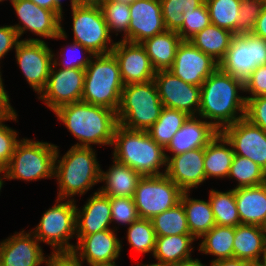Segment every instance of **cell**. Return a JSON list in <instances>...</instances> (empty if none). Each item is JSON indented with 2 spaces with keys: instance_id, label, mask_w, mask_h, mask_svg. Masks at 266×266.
Instances as JSON below:
<instances>
[{
  "instance_id": "cell-38",
  "label": "cell",
  "mask_w": 266,
  "mask_h": 266,
  "mask_svg": "<svg viewBox=\"0 0 266 266\" xmlns=\"http://www.w3.org/2000/svg\"><path fill=\"white\" fill-rule=\"evenodd\" d=\"M211 24L237 35L241 0H205Z\"/></svg>"
},
{
  "instance_id": "cell-60",
  "label": "cell",
  "mask_w": 266,
  "mask_h": 266,
  "mask_svg": "<svg viewBox=\"0 0 266 266\" xmlns=\"http://www.w3.org/2000/svg\"><path fill=\"white\" fill-rule=\"evenodd\" d=\"M4 179H5L4 174L2 175V172H0V192H1V189H2L4 182H5V181H3Z\"/></svg>"
},
{
  "instance_id": "cell-17",
  "label": "cell",
  "mask_w": 266,
  "mask_h": 266,
  "mask_svg": "<svg viewBox=\"0 0 266 266\" xmlns=\"http://www.w3.org/2000/svg\"><path fill=\"white\" fill-rule=\"evenodd\" d=\"M219 63L196 48L189 40H182L177 48L173 65L168 69L186 83L201 86Z\"/></svg>"
},
{
  "instance_id": "cell-34",
  "label": "cell",
  "mask_w": 266,
  "mask_h": 266,
  "mask_svg": "<svg viewBox=\"0 0 266 266\" xmlns=\"http://www.w3.org/2000/svg\"><path fill=\"white\" fill-rule=\"evenodd\" d=\"M188 117L184 111L163 107L160 117L147 132L157 144L165 148Z\"/></svg>"
},
{
  "instance_id": "cell-64",
  "label": "cell",
  "mask_w": 266,
  "mask_h": 266,
  "mask_svg": "<svg viewBox=\"0 0 266 266\" xmlns=\"http://www.w3.org/2000/svg\"><path fill=\"white\" fill-rule=\"evenodd\" d=\"M3 1H5V0H0V2H3ZM7 1V0H6ZM15 0H10V2L12 3V2H14Z\"/></svg>"
},
{
  "instance_id": "cell-55",
  "label": "cell",
  "mask_w": 266,
  "mask_h": 266,
  "mask_svg": "<svg viewBox=\"0 0 266 266\" xmlns=\"http://www.w3.org/2000/svg\"><path fill=\"white\" fill-rule=\"evenodd\" d=\"M170 266H206V264L202 263L198 258H191L185 261L178 262L176 264H172Z\"/></svg>"
},
{
  "instance_id": "cell-25",
  "label": "cell",
  "mask_w": 266,
  "mask_h": 266,
  "mask_svg": "<svg viewBox=\"0 0 266 266\" xmlns=\"http://www.w3.org/2000/svg\"><path fill=\"white\" fill-rule=\"evenodd\" d=\"M107 171L100 169V183H105L98 191L109 197L133 198L142 175L126 164L113 158Z\"/></svg>"
},
{
  "instance_id": "cell-10",
  "label": "cell",
  "mask_w": 266,
  "mask_h": 266,
  "mask_svg": "<svg viewBox=\"0 0 266 266\" xmlns=\"http://www.w3.org/2000/svg\"><path fill=\"white\" fill-rule=\"evenodd\" d=\"M183 191L166 175L142 176L134 202L140 218L151 220L180 202Z\"/></svg>"
},
{
  "instance_id": "cell-22",
  "label": "cell",
  "mask_w": 266,
  "mask_h": 266,
  "mask_svg": "<svg viewBox=\"0 0 266 266\" xmlns=\"http://www.w3.org/2000/svg\"><path fill=\"white\" fill-rule=\"evenodd\" d=\"M166 30L160 0H135L130 3L128 42L141 43Z\"/></svg>"
},
{
  "instance_id": "cell-35",
  "label": "cell",
  "mask_w": 266,
  "mask_h": 266,
  "mask_svg": "<svg viewBox=\"0 0 266 266\" xmlns=\"http://www.w3.org/2000/svg\"><path fill=\"white\" fill-rule=\"evenodd\" d=\"M209 202L216 225L236 227L241 224L234 195V188L225 192L210 189Z\"/></svg>"
},
{
  "instance_id": "cell-4",
  "label": "cell",
  "mask_w": 266,
  "mask_h": 266,
  "mask_svg": "<svg viewBox=\"0 0 266 266\" xmlns=\"http://www.w3.org/2000/svg\"><path fill=\"white\" fill-rule=\"evenodd\" d=\"M113 158L128 165L142 176L165 174L167 158L165 149L157 144L147 131L130 130L117 125L114 131ZM165 170L160 172L161 168Z\"/></svg>"
},
{
  "instance_id": "cell-29",
  "label": "cell",
  "mask_w": 266,
  "mask_h": 266,
  "mask_svg": "<svg viewBox=\"0 0 266 266\" xmlns=\"http://www.w3.org/2000/svg\"><path fill=\"white\" fill-rule=\"evenodd\" d=\"M182 38L176 31L166 30L141 42L156 71L168 70L174 62Z\"/></svg>"
},
{
  "instance_id": "cell-8",
  "label": "cell",
  "mask_w": 266,
  "mask_h": 266,
  "mask_svg": "<svg viewBox=\"0 0 266 266\" xmlns=\"http://www.w3.org/2000/svg\"><path fill=\"white\" fill-rule=\"evenodd\" d=\"M76 200L56 199L55 204L46 210L38 225L30 232L40 243L52 247V252L73 251L76 244Z\"/></svg>"
},
{
  "instance_id": "cell-40",
  "label": "cell",
  "mask_w": 266,
  "mask_h": 266,
  "mask_svg": "<svg viewBox=\"0 0 266 266\" xmlns=\"http://www.w3.org/2000/svg\"><path fill=\"white\" fill-rule=\"evenodd\" d=\"M105 22L110 33H123L121 40L128 42V27L130 24V4L115 0H104L101 4Z\"/></svg>"
},
{
  "instance_id": "cell-37",
  "label": "cell",
  "mask_w": 266,
  "mask_h": 266,
  "mask_svg": "<svg viewBox=\"0 0 266 266\" xmlns=\"http://www.w3.org/2000/svg\"><path fill=\"white\" fill-rule=\"evenodd\" d=\"M156 236L190 234L181 202L151 219Z\"/></svg>"
},
{
  "instance_id": "cell-33",
  "label": "cell",
  "mask_w": 266,
  "mask_h": 266,
  "mask_svg": "<svg viewBox=\"0 0 266 266\" xmlns=\"http://www.w3.org/2000/svg\"><path fill=\"white\" fill-rule=\"evenodd\" d=\"M235 227L215 225L209 232L199 239L198 251L203 254L215 256L213 261L232 258Z\"/></svg>"
},
{
  "instance_id": "cell-58",
  "label": "cell",
  "mask_w": 266,
  "mask_h": 266,
  "mask_svg": "<svg viewBox=\"0 0 266 266\" xmlns=\"http://www.w3.org/2000/svg\"><path fill=\"white\" fill-rule=\"evenodd\" d=\"M256 266H266V247H265V250L260 257V260L256 264Z\"/></svg>"
},
{
  "instance_id": "cell-27",
  "label": "cell",
  "mask_w": 266,
  "mask_h": 266,
  "mask_svg": "<svg viewBox=\"0 0 266 266\" xmlns=\"http://www.w3.org/2000/svg\"><path fill=\"white\" fill-rule=\"evenodd\" d=\"M266 247L264 227L239 224L235 227L233 257L256 265Z\"/></svg>"
},
{
  "instance_id": "cell-49",
  "label": "cell",
  "mask_w": 266,
  "mask_h": 266,
  "mask_svg": "<svg viewBox=\"0 0 266 266\" xmlns=\"http://www.w3.org/2000/svg\"><path fill=\"white\" fill-rule=\"evenodd\" d=\"M19 40V35L12 25L0 26V61L9 51L15 50ZM1 64V62H0ZM1 72V66H0Z\"/></svg>"
},
{
  "instance_id": "cell-43",
  "label": "cell",
  "mask_w": 266,
  "mask_h": 266,
  "mask_svg": "<svg viewBox=\"0 0 266 266\" xmlns=\"http://www.w3.org/2000/svg\"><path fill=\"white\" fill-rule=\"evenodd\" d=\"M184 22L177 31L182 40H189L198 32L211 24L209 11L205 1L194 10L183 12Z\"/></svg>"
},
{
  "instance_id": "cell-59",
  "label": "cell",
  "mask_w": 266,
  "mask_h": 266,
  "mask_svg": "<svg viewBox=\"0 0 266 266\" xmlns=\"http://www.w3.org/2000/svg\"><path fill=\"white\" fill-rule=\"evenodd\" d=\"M137 265L136 266H164V265H161V264H158V263H151V264H139V262L138 263H136Z\"/></svg>"
},
{
  "instance_id": "cell-62",
  "label": "cell",
  "mask_w": 266,
  "mask_h": 266,
  "mask_svg": "<svg viewBox=\"0 0 266 266\" xmlns=\"http://www.w3.org/2000/svg\"><path fill=\"white\" fill-rule=\"evenodd\" d=\"M93 266H118V265L116 264V262H114L110 264H98V265H93Z\"/></svg>"
},
{
  "instance_id": "cell-13",
  "label": "cell",
  "mask_w": 266,
  "mask_h": 266,
  "mask_svg": "<svg viewBox=\"0 0 266 266\" xmlns=\"http://www.w3.org/2000/svg\"><path fill=\"white\" fill-rule=\"evenodd\" d=\"M18 19V24L12 25L19 38L32 32L40 38L67 39L68 35L62 27L61 18L52 10L42 8L31 0H15L11 3Z\"/></svg>"
},
{
  "instance_id": "cell-12",
  "label": "cell",
  "mask_w": 266,
  "mask_h": 266,
  "mask_svg": "<svg viewBox=\"0 0 266 266\" xmlns=\"http://www.w3.org/2000/svg\"><path fill=\"white\" fill-rule=\"evenodd\" d=\"M15 58L25 80L37 95L45 89L51 67L53 50L39 38L22 39L15 49Z\"/></svg>"
},
{
  "instance_id": "cell-41",
  "label": "cell",
  "mask_w": 266,
  "mask_h": 266,
  "mask_svg": "<svg viewBox=\"0 0 266 266\" xmlns=\"http://www.w3.org/2000/svg\"><path fill=\"white\" fill-rule=\"evenodd\" d=\"M204 1L205 0H160L166 29L177 32L184 22L183 12L194 10Z\"/></svg>"
},
{
  "instance_id": "cell-54",
  "label": "cell",
  "mask_w": 266,
  "mask_h": 266,
  "mask_svg": "<svg viewBox=\"0 0 266 266\" xmlns=\"http://www.w3.org/2000/svg\"><path fill=\"white\" fill-rule=\"evenodd\" d=\"M55 1V13L61 18V23L63 20V6H62V1L61 0H54ZM71 3V9H73L74 7L78 6V0H70Z\"/></svg>"
},
{
  "instance_id": "cell-63",
  "label": "cell",
  "mask_w": 266,
  "mask_h": 266,
  "mask_svg": "<svg viewBox=\"0 0 266 266\" xmlns=\"http://www.w3.org/2000/svg\"><path fill=\"white\" fill-rule=\"evenodd\" d=\"M115 1L130 4L133 3L135 0H115Z\"/></svg>"
},
{
  "instance_id": "cell-32",
  "label": "cell",
  "mask_w": 266,
  "mask_h": 266,
  "mask_svg": "<svg viewBox=\"0 0 266 266\" xmlns=\"http://www.w3.org/2000/svg\"><path fill=\"white\" fill-rule=\"evenodd\" d=\"M234 36V33L210 24L190 38L189 41L200 51L220 63L225 57Z\"/></svg>"
},
{
  "instance_id": "cell-31",
  "label": "cell",
  "mask_w": 266,
  "mask_h": 266,
  "mask_svg": "<svg viewBox=\"0 0 266 266\" xmlns=\"http://www.w3.org/2000/svg\"><path fill=\"white\" fill-rule=\"evenodd\" d=\"M190 192H183L180 202L183 204L187 225L190 234L197 240L206 232H209L215 225L212 208L206 200L190 198Z\"/></svg>"
},
{
  "instance_id": "cell-1",
  "label": "cell",
  "mask_w": 266,
  "mask_h": 266,
  "mask_svg": "<svg viewBox=\"0 0 266 266\" xmlns=\"http://www.w3.org/2000/svg\"><path fill=\"white\" fill-rule=\"evenodd\" d=\"M201 87L198 116L218 132L245 117L244 81L218 67Z\"/></svg>"
},
{
  "instance_id": "cell-16",
  "label": "cell",
  "mask_w": 266,
  "mask_h": 266,
  "mask_svg": "<svg viewBox=\"0 0 266 266\" xmlns=\"http://www.w3.org/2000/svg\"><path fill=\"white\" fill-rule=\"evenodd\" d=\"M221 133L231 143L235 155L249 158L266 172V132L262 128L244 117Z\"/></svg>"
},
{
  "instance_id": "cell-45",
  "label": "cell",
  "mask_w": 266,
  "mask_h": 266,
  "mask_svg": "<svg viewBox=\"0 0 266 266\" xmlns=\"http://www.w3.org/2000/svg\"><path fill=\"white\" fill-rule=\"evenodd\" d=\"M110 203L111 222L129 226L140 218L133 198L110 197Z\"/></svg>"
},
{
  "instance_id": "cell-28",
  "label": "cell",
  "mask_w": 266,
  "mask_h": 266,
  "mask_svg": "<svg viewBox=\"0 0 266 266\" xmlns=\"http://www.w3.org/2000/svg\"><path fill=\"white\" fill-rule=\"evenodd\" d=\"M231 143L218 132L204 147V170L208 178H227L234 157Z\"/></svg>"
},
{
  "instance_id": "cell-26",
  "label": "cell",
  "mask_w": 266,
  "mask_h": 266,
  "mask_svg": "<svg viewBox=\"0 0 266 266\" xmlns=\"http://www.w3.org/2000/svg\"><path fill=\"white\" fill-rule=\"evenodd\" d=\"M241 224L266 225V183L234 189Z\"/></svg>"
},
{
  "instance_id": "cell-51",
  "label": "cell",
  "mask_w": 266,
  "mask_h": 266,
  "mask_svg": "<svg viewBox=\"0 0 266 266\" xmlns=\"http://www.w3.org/2000/svg\"><path fill=\"white\" fill-rule=\"evenodd\" d=\"M4 87L2 73L0 72V120L6 117L14 109L10 104L9 95Z\"/></svg>"
},
{
  "instance_id": "cell-6",
  "label": "cell",
  "mask_w": 266,
  "mask_h": 266,
  "mask_svg": "<svg viewBox=\"0 0 266 266\" xmlns=\"http://www.w3.org/2000/svg\"><path fill=\"white\" fill-rule=\"evenodd\" d=\"M163 104L154 80L124 85L118 124L130 130L147 131L160 117Z\"/></svg>"
},
{
  "instance_id": "cell-14",
  "label": "cell",
  "mask_w": 266,
  "mask_h": 266,
  "mask_svg": "<svg viewBox=\"0 0 266 266\" xmlns=\"http://www.w3.org/2000/svg\"><path fill=\"white\" fill-rule=\"evenodd\" d=\"M85 81V69L51 67L45 89L37 97L51 111L81 101Z\"/></svg>"
},
{
  "instance_id": "cell-57",
  "label": "cell",
  "mask_w": 266,
  "mask_h": 266,
  "mask_svg": "<svg viewBox=\"0 0 266 266\" xmlns=\"http://www.w3.org/2000/svg\"><path fill=\"white\" fill-rule=\"evenodd\" d=\"M104 0H78V6H101Z\"/></svg>"
},
{
  "instance_id": "cell-7",
  "label": "cell",
  "mask_w": 266,
  "mask_h": 266,
  "mask_svg": "<svg viewBox=\"0 0 266 266\" xmlns=\"http://www.w3.org/2000/svg\"><path fill=\"white\" fill-rule=\"evenodd\" d=\"M57 145L22 138L6 166L5 179L37 181L54 178Z\"/></svg>"
},
{
  "instance_id": "cell-39",
  "label": "cell",
  "mask_w": 266,
  "mask_h": 266,
  "mask_svg": "<svg viewBox=\"0 0 266 266\" xmlns=\"http://www.w3.org/2000/svg\"><path fill=\"white\" fill-rule=\"evenodd\" d=\"M127 242L134 251L142 254L151 253L153 256L156 245V233L152 221L139 218L127 228Z\"/></svg>"
},
{
  "instance_id": "cell-46",
  "label": "cell",
  "mask_w": 266,
  "mask_h": 266,
  "mask_svg": "<svg viewBox=\"0 0 266 266\" xmlns=\"http://www.w3.org/2000/svg\"><path fill=\"white\" fill-rule=\"evenodd\" d=\"M265 3V0H241L237 35L252 32Z\"/></svg>"
},
{
  "instance_id": "cell-21",
  "label": "cell",
  "mask_w": 266,
  "mask_h": 266,
  "mask_svg": "<svg viewBox=\"0 0 266 266\" xmlns=\"http://www.w3.org/2000/svg\"><path fill=\"white\" fill-rule=\"evenodd\" d=\"M38 239L24 229L0 242V266H40L45 257Z\"/></svg>"
},
{
  "instance_id": "cell-30",
  "label": "cell",
  "mask_w": 266,
  "mask_h": 266,
  "mask_svg": "<svg viewBox=\"0 0 266 266\" xmlns=\"http://www.w3.org/2000/svg\"><path fill=\"white\" fill-rule=\"evenodd\" d=\"M194 241L191 234L157 236L153 258L164 266L191 259Z\"/></svg>"
},
{
  "instance_id": "cell-23",
  "label": "cell",
  "mask_w": 266,
  "mask_h": 266,
  "mask_svg": "<svg viewBox=\"0 0 266 266\" xmlns=\"http://www.w3.org/2000/svg\"><path fill=\"white\" fill-rule=\"evenodd\" d=\"M111 203L110 197L98 190L87 199L82 208L76 204V236H87L110 228Z\"/></svg>"
},
{
  "instance_id": "cell-24",
  "label": "cell",
  "mask_w": 266,
  "mask_h": 266,
  "mask_svg": "<svg viewBox=\"0 0 266 266\" xmlns=\"http://www.w3.org/2000/svg\"><path fill=\"white\" fill-rule=\"evenodd\" d=\"M218 131L203 117L189 116L172 140L164 148L171 156L197 148H204Z\"/></svg>"
},
{
  "instance_id": "cell-47",
  "label": "cell",
  "mask_w": 266,
  "mask_h": 266,
  "mask_svg": "<svg viewBox=\"0 0 266 266\" xmlns=\"http://www.w3.org/2000/svg\"><path fill=\"white\" fill-rule=\"evenodd\" d=\"M245 99V118L266 132V95Z\"/></svg>"
},
{
  "instance_id": "cell-53",
  "label": "cell",
  "mask_w": 266,
  "mask_h": 266,
  "mask_svg": "<svg viewBox=\"0 0 266 266\" xmlns=\"http://www.w3.org/2000/svg\"><path fill=\"white\" fill-rule=\"evenodd\" d=\"M209 266H253L250 262L239 258H226L217 261L211 260ZM207 266V265H206Z\"/></svg>"
},
{
  "instance_id": "cell-42",
  "label": "cell",
  "mask_w": 266,
  "mask_h": 266,
  "mask_svg": "<svg viewBox=\"0 0 266 266\" xmlns=\"http://www.w3.org/2000/svg\"><path fill=\"white\" fill-rule=\"evenodd\" d=\"M69 44L70 45L67 44L65 47L61 48L59 57H55L57 54L53 53V64L57 67L61 66L60 68L62 69H86L94 54L90 50L82 46L80 43L73 41ZM68 53H70L71 55H68ZM73 53L75 55H72ZM85 54L88 55L86 56ZM73 56L76 58H74Z\"/></svg>"
},
{
  "instance_id": "cell-3",
  "label": "cell",
  "mask_w": 266,
  "mask_h": 266,
  "mask_svg": "<svg viewBox=\"0 0 266 266\" xmlns=\"http://www.w3.org/2000/svg\"><path fill=\"white\" fill-rule=\"evenodd\" d=\"M59 151L57 146L54 178L59 188L56 198L75 200L74 196H83L100 182L101 166L93 147L71 146L63 156Z\"/></svg>"
},
{
  "instance_id": "cell-52",
  "label": "cell",
  "mask_w": 266,
  "mask_h": 266,
  "mask_svg": "<svg viewBox=\"0 0 266 266\" xmlns=\"http://www.w3.org/2000/svg\"><path fill=\"white\" fill-rule=\"evenodd\" d=\"M254 35L266 39V3L252 30Z\"/></svg>"
},
{
  "instance_id": "cell-11",
  "label": "cell",
  "mask_w": 266,
  "mask_h": 266,
  "mask_svg": "<svg viewBox=\"0 0 266 266\" xmlns=\"http://www.w3.org/2000/svg\"><path fill=\"white\" fill-rule=\"evenodd\" d=\"M266 65V39L253 33L238 34L219 67L243 81L258 66Z\"/></svg>"
},
{
  "instance_id": "cell-36",
  "label": "cell",
  "mask_w": 266,
  "mask_h": 266,
  "mask_svg": "<svg viewBox=\"0 0 266 266\" xmlns=\"http://www.w3.org/2000/svg\"><path fill=\"white\" fill-rule=\"evenodd\" d=\"M227 178L237 181L234 189L252 187L266 183V172L249 158L234 155Z\"/></svg>"
},
{
  "instance_id": "cell-50",
  "label": "cell",
  "mask_w": 266,
  "mask_h": 266,
  "mask_svg": "<svg viewBox=\"0 0 266 266\" xmlns=\"http://www.w3.org/2000/svg\"><path fill=\"white\" fill-rule=\"evenodd\" d=\"M46 266H83L84 264L73 251L52 252L45 257Z\"/></svg>"
},
{
  "instance_id": "cell-56",
  "label": "cell",
  "mask_w": 266,
  "mask_h": 266,
  "mask_svg": "<svg viewBox=\"0 0 266 266\" xmlns=\"http://www.w3.org/2000/svg\"><path fill=\"white\" fill-rule=\"evenodd\" d=\"M31 1L42 8L49 9L55 12L54 0H31Z\"/></svg>"
},
{
  "instance_id": "cell-9",
  "label": "cell",
  "mask_w": 266,
  "mask_h": 266,
  "mask_svg": "<svg viewBox=\"0 0 266 266\" xmlns=\"http://www.w3.org/2000/svg\"><path fill=\"white\" fill-rule=\"evenodd\" d=\"M71 10L73 41L94 55L111 53L116 41L111 39L101 7L79 5Z\"/></svg>"
},
{
  "instance_id": "cell-19",
  "label": "cell",
  "mask_w": 266,
  "mask_h": 266,
  "mask_svg": "<svg viewBox=\"0 0 266 266\" xmlns=\"http://www.w3.org/2000/svg\"><path fill=\"white\" fill-rule=\"evenodd\" d=\"M111 53L118 62L124 85L145 83L154 79L156 70L141 43L120 39L116 42Z\"/></svg>"
},
{
  "instance_id": "cell-20",
  "label": "cell",
  "mask_w": 266,
  "mask_h": 266,
  "mask_svg": "<svg viewBox=\"0 0 266 266\" xmlns=\"http://www.w3.org/2000/svg\"><path fill=\"white\" fill-rule=\"evenodd\" d=\"M165 174L183 191L190 192L206 180L204 170V148L193 149L169 156Z\"/></svg>"
},
{
  "instance_id": "cell-2",
  "label": "cell",
  "mask_w": 266,
  "mask_h": 266,
  "mask_svg": "<svg viewBox=\"0 0 266 266\" xmlns=\"http://www.w3.org/2000/svg\"><path fill=\"white\" fill-rule=\"evenodd\" d=\"M53 113L79 141L74 147L112 146L118 125L116 111L79 101L61 106Z\"/></svg>"
},
{
  "instance_id": "cell-48",
  "label": "cell",
  "mask_w": 266,
  "mask_h": 266,
  "mask_svg": "<svg viewBox=\"0 0 266 266\" xmlns=\"http://www.w3.org/2000/svg\"><path fill=\"white\" fill-rule=\"evenodd\" d=\"M244 92L249 94L245 98L266 95V65L255 68L244 80Z\"/></svg>"
},
{
  "instance_id": "cell-44",
  "label": "cell",
  "mask_w": 266,
  "mask_h": 266,
  "mask_svg": "<svg viewBox=\"0 0 266 266\" xmlns=\"http://www.w3.org/2000/svg\"><path fill=\"white\" fill-rule=\"evenodd\" d=\"M17 112L13 109L6 117L0 120V161L7 166L12 154L14 153L17 143L21 139H17L18 133L15 129L7 126L5 121H17Z\"/></svg>"
},
{
  "instance_id": "cell-5",
  "label": "cell",
  "mask_w": 266,
  "mask_h": 266,
  "mask_svg": "<svg viewBox=\"0 0 266 266\" xmlns=\"http://www.w3.org/2000/svg\"><path fill=\"white\" fill-rule=\"evenodd\" d=\"M124 83L112 53L94 55L85 69L81 101L118 111Z\"/></svg>"
},
{
  "instance_id": "cell-15",
  "label": "cell",
  "mask_w": 266,
  "mask_h": 266,
  "mask_svg": "<svg viewBox=\"0 0 266 266\" xmlns=\"http://www.w3.org/2000/svg\"><path fill=\"white\" fill-rule=\"evenodd\" d=\"M154 82L163 107L198 116L201 87L186 83L169 70L156 71Z\"/></svg>"
},
{
  "instance_id": "cell-18",
  "label": "cell",
  "mask_w": 266,
  "mask_h": 266,
  "mask_svg": "<svg viewBox=\"0 0 266 266\" xmlns=\"http://www.w3.org/2000/svg\"><path fill=\"white\" fill-rule=\"evenodd\" d=\"M116 231L108 229L87 236H76L73 252L87 266L114 263L123 251Z\"/></svg>"
},
{
  "instance_id": "cell-61",
  "label": "cell",
  "mask_w": 266,
  "mask_h": 266,
  "mask_svg": "<svg viewBox=\"0 0 266 266\" xmlns=\"http://www.w3.org/2000/svg\"><path fill=\"white\" fill-rule=\"evenodd\" d=\"M6 166L0 161V172L5 173Z\"/></svg>"
}]
</instances>
